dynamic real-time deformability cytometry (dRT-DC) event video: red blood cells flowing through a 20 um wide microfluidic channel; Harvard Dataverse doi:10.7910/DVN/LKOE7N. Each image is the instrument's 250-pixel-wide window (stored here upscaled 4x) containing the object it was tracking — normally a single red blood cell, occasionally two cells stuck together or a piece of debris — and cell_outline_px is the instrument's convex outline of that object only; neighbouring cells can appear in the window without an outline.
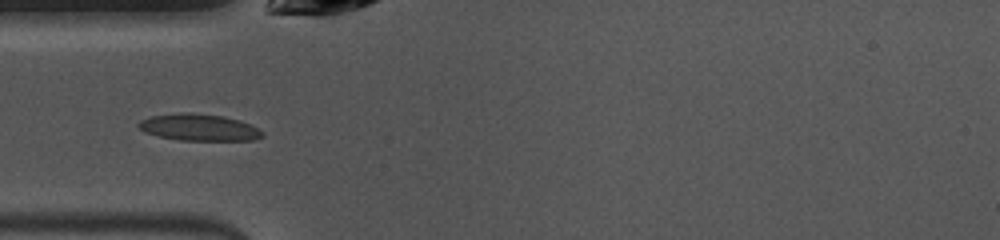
{"species": "common noctule bat (a hibernating species)", "species_latin": "Nyctalus noctula", "temperature_condition": "warm", "stored_images_in_passage": 13, "camera_frame_rate_fps": 3000, "um_per_image_px": 0.085, "animal": {"sex": "female", "body_mass_g": 10.0, "forearm_length_mm": 53.1}, "frame": {"image": 1, "passage_image": 3, "time_ms": 0.667, "image_size_px": [1000, 240], "cell_outline_px": [[264, 136], [252, 140], [180, 140], [156, 136], [144, 132], [136, 124], [140, 120], [152, 116], [180, 112], [192, 112], [224, 116], [240, 120], [252, 124], [264, 132]], "centroid_in_image_um": [16.92, 10.82], "position_along_channel_um": 68.1, "area_um2": 19.54}}
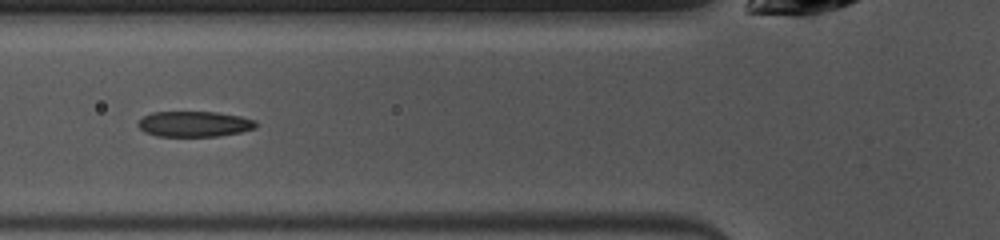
{"frame": {"image": 2, "passage_image": 6, "time_ms": 1.667, "image_size_px": [1000, 240], "cell_outline_px": [[256, 128], [240, 132], [220, 136], [156, 136], [144, 132], [136, 124], [144, 116], [152, 112], [216, 112], [240, 116], [256, 120]], "centroid_in_image_um": [16.51, 10.54], "position_along_channel_um": 109.3, "area_um2": 17.57}}